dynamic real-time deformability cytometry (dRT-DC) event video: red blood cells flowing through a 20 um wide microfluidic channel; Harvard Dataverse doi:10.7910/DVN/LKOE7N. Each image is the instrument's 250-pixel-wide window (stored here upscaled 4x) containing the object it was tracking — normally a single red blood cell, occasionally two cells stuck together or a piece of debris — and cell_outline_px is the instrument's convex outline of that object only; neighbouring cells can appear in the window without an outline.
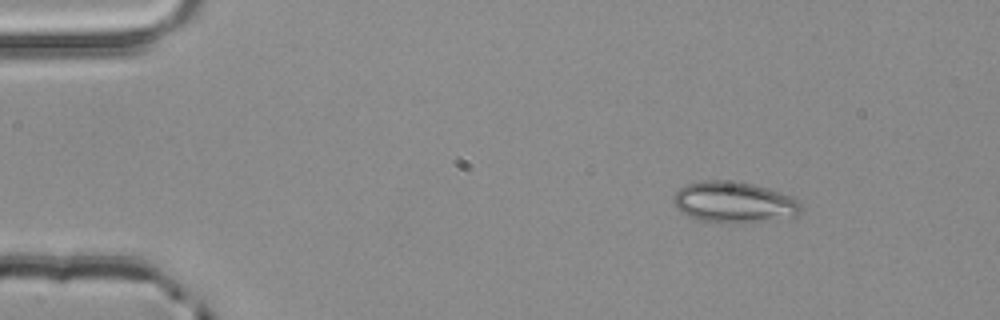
{"species": "common noctule bat (a hibernating species)", "species_latin": "Nyctalus noctula", "temperature_condition": "room temperature", "stored_images_in_passage": 2, "camera_frame_rate_fps": 3000, "um_per_image_px": 0.085, "animal": {"sex": "male", "body_mass_g": 20.4}, "frame": {"image": 1, "passage_image": 1, "time_ms": 0.0, "image_size_px": [1000, 320], "cell_outline_px": [[804, 212], [800, 216], [764, 220], [700, 220], [688, 216], [680, 212], [676, 208], [672, 200], [672, 196], [680, 188], [688, 184], [704, 180], [720, 180], [752, 184], [768, 188], [792, 196], [800, 200], [804, 204]], "centroid_in_image_um": [62.45, 17.15], "position_along_channel_um": 22.6, "area_um2": 30.0}}